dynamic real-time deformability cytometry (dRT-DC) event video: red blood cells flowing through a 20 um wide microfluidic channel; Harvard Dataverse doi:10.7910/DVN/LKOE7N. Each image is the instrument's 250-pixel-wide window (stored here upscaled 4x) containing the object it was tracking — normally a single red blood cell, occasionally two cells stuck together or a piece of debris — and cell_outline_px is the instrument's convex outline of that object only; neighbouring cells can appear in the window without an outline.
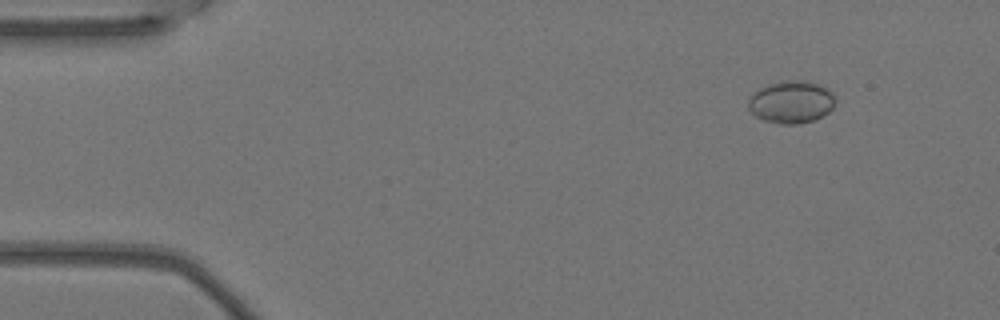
{"species": "Egyptian fruit bat (a non-hibernating species)", "species_latin": "Rousettus aegyptiacus", "temperature_condition": "warm", "stored_images_in_passage": 4, "camera_frame_rate_fps": 3000, "um_per_image_px": 0.085, "animal": {"sex": "female"}, "frame": {"image": 1, "passage_image": 1, "time_ms": 0.0, "image_size_px": [1000, 320], "cell_outline_px": [[836, 100], [832, 108], [828, 112], [816, 120], [800, 124], [780, 124], [764, 120], [756, 116], [748, 108], [748, 100], [760, 88], [768, 84], [784, 80], [800, 80], [816, 84], [828, 88], [836, 96]], "centroid_in_image_um": [67.29, 8.68], "position_along_channel_um": 17.7, "area_um2": 21.56}}
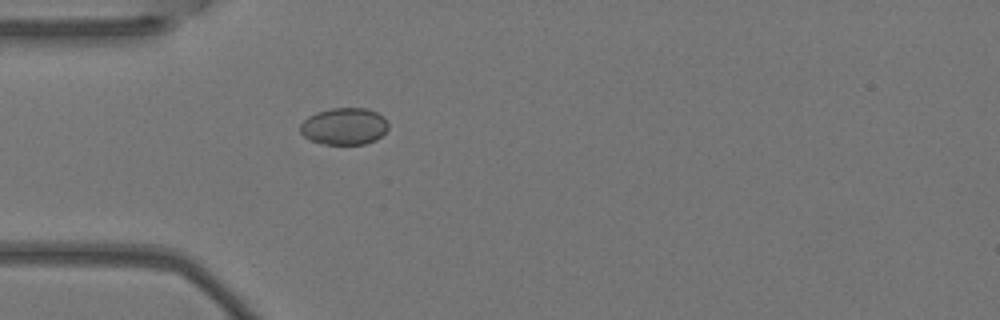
{"frame": {"image": 2, "passage_image": 4, "time_ms": 1.0, "image_size_px": [1000, 320], "cell_outline_px": [[388, 128], [376, 140], [364, 144], [320, 144], [308, 140], [300, 132], [300, 124], [308, 116], [316, 112], [332, 108], [368, 108], [384, 116], [388, 124]], "centroid_in_image_um": [29.24, 10.73], "position_along_channel_um": 55.8, "area_um2": 19.13}}